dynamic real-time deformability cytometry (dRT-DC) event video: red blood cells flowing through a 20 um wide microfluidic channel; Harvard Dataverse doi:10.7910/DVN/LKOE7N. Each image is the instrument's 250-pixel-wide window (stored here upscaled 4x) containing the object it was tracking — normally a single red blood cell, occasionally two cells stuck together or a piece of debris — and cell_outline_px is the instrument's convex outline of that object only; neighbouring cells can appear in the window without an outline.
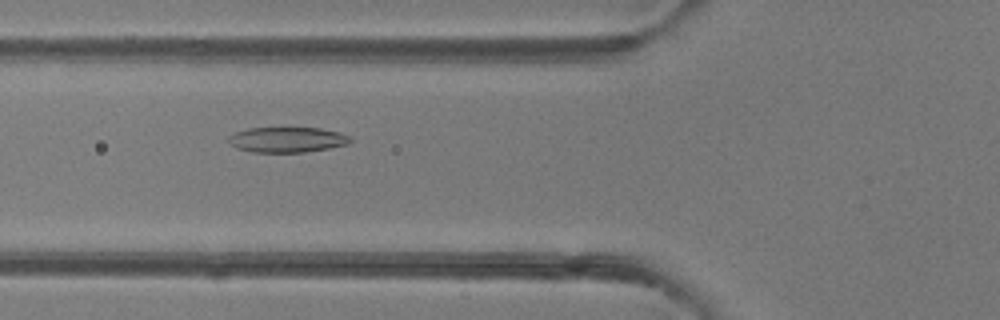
{"species": "common noctule bat (a hibernating species)", "species_latin": "Nyctalus noctula", "temperature_condition": "room temperature", "stored_images_in_passage": 44, "camera_frame_rate_fps": 3000, "um_per_image_px": 0.085, "animal": {"sex": "female"}, "frame": {"image": 1, "passage_image": 19, "time_ms": 6.0, "image_size_px": [1000, 320], "cell_outline_px": [[352, 140], [348, 144], [328, 148], [304, 152], [252, 152], [236, 148], [228, 140], [228, 136], [236, 132], [248, 128], [320, 128], [340, 132], [348, 136]], "centroid_in_image_um": [24.4, 11.87], "position_along_channel_um": 101.4, "area_um2": 17.86}}
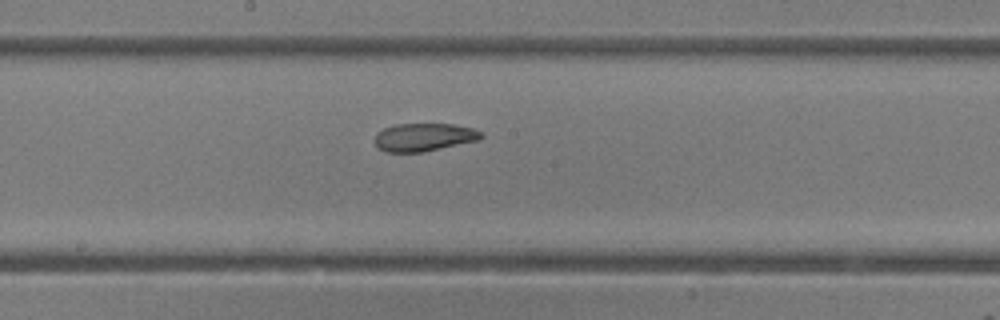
{"frame": {"image": 2, "passage_image": 27, "time_ms": 8.667, "image_size_px": [1000, 320], "cell_outline_px": [[484, 136], [480, 140], [424, 152], [384, 152], [376, 148], [372, 140], [376, 132], [384, 128], [396, 124], [452, 124], [472, 128], [480, 132]], "centroid_in_image_um": [35.97, 11.67], "position_along_channel_um": 212.2, "area_um2": 17.69}}
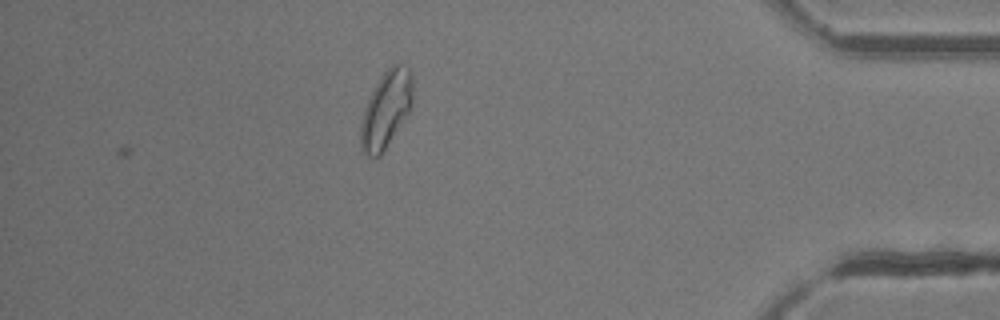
{"frame": {"image": 3, "passage_image": 44, "time_ms": 14.333, "image_size_px": [1000, 320], "cell_outline_px": [[412, 104], [408, 112], [380, 156], [368, 156], [364, 152], [360, 144], [360, 124], [364, 108], [380, 76], [392, 64], [404, 64], [408, 68], [412, 76]], "centroid_in_image_um": [32.8, 9.28], "position_along_channel_um": 402.4, "area_um2": 22.89}, "authors_computed_cell_mechanics": {"area_um2": 18.5538, "velocity_mm_per_s": 4.1317, "shape_relaxation_time_tau1_ms": null, "shape_relaxation_time_tau2_ms": 3.421, "deformation_change_tau1": null, "deformation_change_tau2": 0.093}}